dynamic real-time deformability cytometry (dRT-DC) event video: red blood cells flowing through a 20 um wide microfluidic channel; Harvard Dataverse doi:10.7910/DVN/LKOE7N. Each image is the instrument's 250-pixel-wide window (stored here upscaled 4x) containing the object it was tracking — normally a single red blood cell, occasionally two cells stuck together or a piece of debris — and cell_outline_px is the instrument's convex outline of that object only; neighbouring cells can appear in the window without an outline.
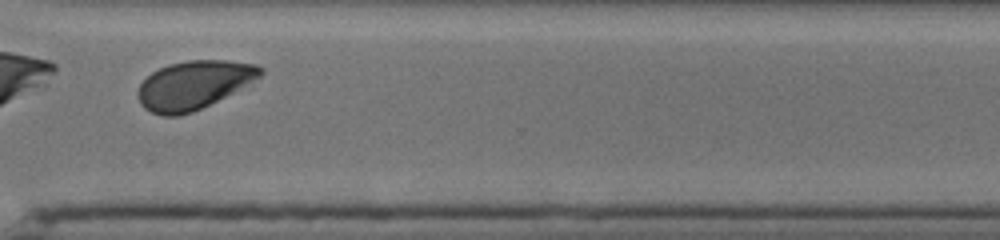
{"species": "human", "species_latin": "Homo sapiens", "temperature_condition": "cold", "stored_images_in_passage": 35, "camera_frame_rate_fps": 3000, "um_per_image_px": 0.085, "donor": {"sex": "male"}, "frame": {"image": 1, "passage_image": 31, "time_ms": 10.0, "image_size_px": [1000, 240], "cell_outline_px": [[264, 72], [260, 76], [232, 92], [192, 112], [180, 116], [160, 116], [144, 108], [140, 104], [136, 96], [136, 92], [140, 84], [152, 72], [168, 64], [188, 60], [228, 60], [256, 64], [264, 68]], "centroid_in_image_um": [16.42, 7.22], "position_along_channel_um": 354.2, "area_um2": 34.33}}
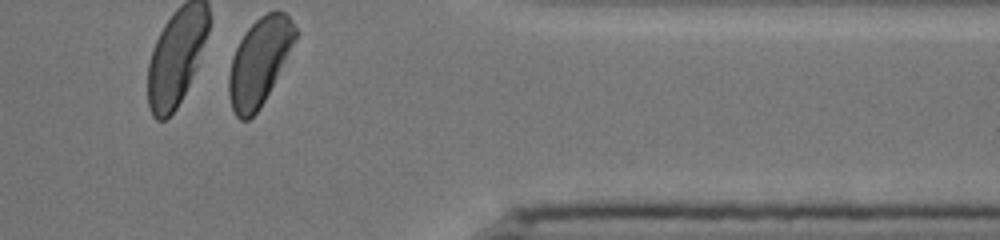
{"frame": {"image": 2, "passage_image": 35, "time_ms": 11.333, "image_size_px": [1000, 240], "cell_outline_px": [[296, 40], [260, 108], [248, 120], [240, 120], [236, 116], [232, 108], [228, 96], [228, 76], [232, 56], [244, 32], [260, 16], [268, 12], [284, 12], [288, 16], [296, 28]], "centroid_in_image_um": [22.01, 5.26], "position_along_channel_um": 389.4, "area_um2": 33.29}, "authors_computed_cell_mechanics": {"area_um2": 37.281, "velocity_mm_per_s": 3.6631, "shape_relaxation_time_tau1_ms": 2.4321, "shape_relaxation_time_tau2_ms": null, "deformation_change_tau1": 0.1155, "deformation_change_tau2": null}}